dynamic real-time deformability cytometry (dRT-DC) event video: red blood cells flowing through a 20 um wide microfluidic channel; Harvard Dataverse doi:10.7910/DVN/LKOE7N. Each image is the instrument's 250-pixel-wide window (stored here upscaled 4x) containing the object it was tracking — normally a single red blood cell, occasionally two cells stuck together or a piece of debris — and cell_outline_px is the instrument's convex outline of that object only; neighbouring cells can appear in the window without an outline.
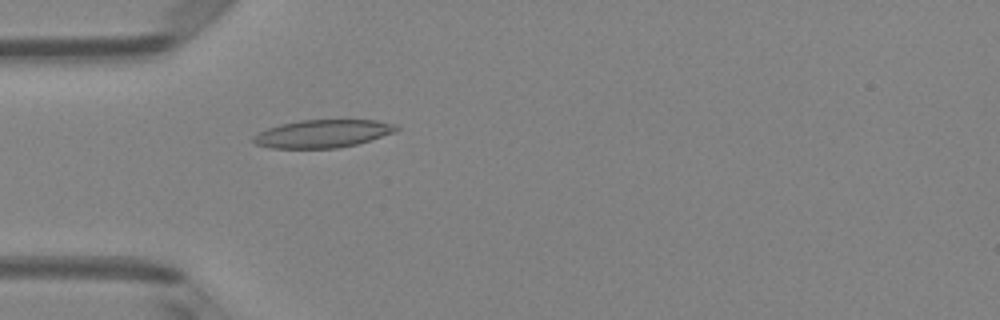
{"species": "Egyptian fruit bat (a non-hibernating species)", "species_latin": "Rousettus aegyptiacus", "temperature_condition": "room temperature", "stored_images_in_passage": 5, "camera_frame_rate_fps": 3000, "um_per_image_px": 0.085, "animal": {"sex": "female"}, "frame": {"image": 1, "passage_image": 5, "time_ms": 1.333, "image_size_px": [1000, 320], "cell_outline_px": [[400, 128], [396, 132], [356, 144], [336, 148], [272, 148], [256, 144], [252, 140], [252, 136], [268, 128], [280, 124], [300, 120], [376, 120], [396, 124]], "centroid_in_image_um": [27.45, 11.35], "position_along_channel_um": 57.6, "area_um2": 23.18}}